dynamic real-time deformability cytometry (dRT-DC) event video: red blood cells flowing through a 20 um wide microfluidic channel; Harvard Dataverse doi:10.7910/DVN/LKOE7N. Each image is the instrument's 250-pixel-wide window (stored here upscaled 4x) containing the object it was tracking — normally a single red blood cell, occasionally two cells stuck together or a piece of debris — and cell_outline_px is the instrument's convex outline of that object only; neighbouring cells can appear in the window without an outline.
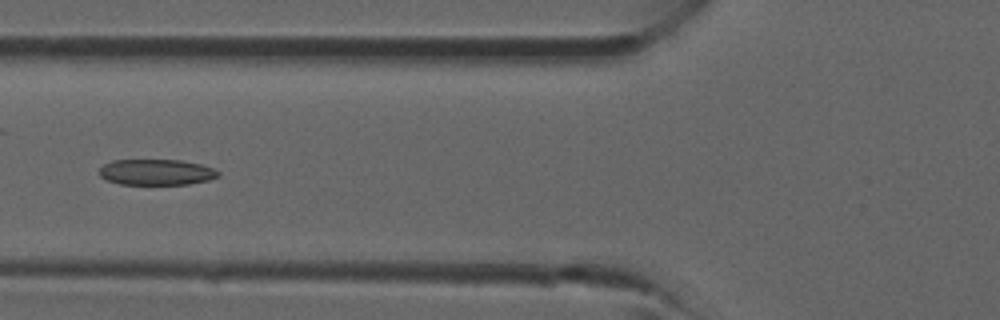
{"species": "common noctule bat (a hibernating species)", "species_latin": "Nyctalus noctula", "temperature_condition": "room temperature", "stored_images_in_passage": 28, "camera_frame_rate_fps": 3000, "um_per_image_px": 0.085, "animal": {"sex": "male", "forearm_length_mm": 52.5}, "frame": {"image": 1, "passage_image": 3, "time_ms": 0.667, "image_size_px": [1000, 320], "cell_outline_px": [[220, 176], [208, 180], [188, 184], [120, 184], [108, 180], [100, 176], [96, 172], [104, 164], [112, 160], [180, 160], [200, 164], [212, 168], [220, 172]], "centroid_in_image_um": [13.27, 14.63], "position_along_channel_um": 112.5, "area_um2": 17.92}}
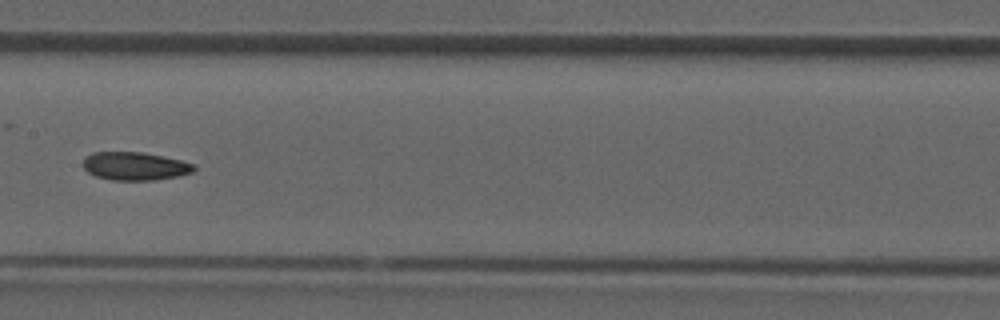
{"frame": {"image": 2, "passage_image": 8, "time_ms": 2.333, "image_size_px": [1000, 320], "cell_outline_px": [[196, 168], [192, 172], [176, 176], [152, 180], [112, 180], [96, 176], [88, 172], [84, 168], [84, 156], [92, 152], [144, 152], [180, 160], [196, 164]], "centroid_in_image_um": [11.46, 14.11], "position_along_channel_um": 195.9, "area_um2": 18.15}}
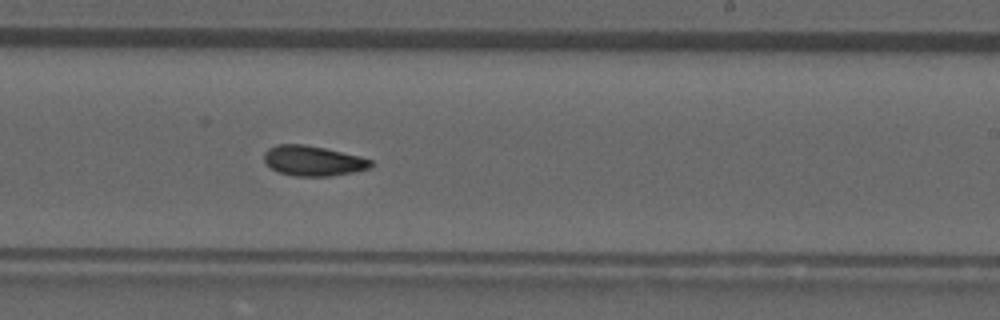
{"frame": {"image": 3, "passage_image": 12, "time_ms": 3.667, "image_size_px": [1000, 320], "cell_outline_px": [[372, 168], [352, 172], [328, 176], [296, 176], [280, 172], [272, 168], [264, 160], [264, 152], [268, 148], [276, 144], [304, 144], [324, 148], [360, 156], [372, 160]], "centroid_in_image_um": [26.61, 13.66], "position_along_channel_um": 262.4, "area_um2": 18.61}}